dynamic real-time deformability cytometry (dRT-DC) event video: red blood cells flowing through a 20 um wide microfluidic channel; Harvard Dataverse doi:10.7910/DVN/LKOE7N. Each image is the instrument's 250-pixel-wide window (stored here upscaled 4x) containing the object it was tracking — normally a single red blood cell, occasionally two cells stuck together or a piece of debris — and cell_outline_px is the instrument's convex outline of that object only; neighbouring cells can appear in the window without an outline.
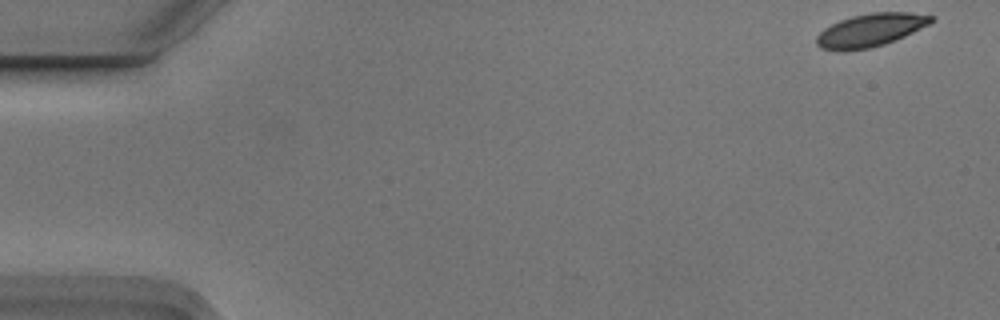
{"species": "Egyptian fruit bat (a non-hibernating species)", "species_latin": "Rousettus aegyptiacus", "temperature_condition": "cold", "stored_images_in_passage": 5, "camera_frame_rate_fps": 3000, "um_per_image_px": 0.085, "animal": {"sex": "male"}, "frame": {"image": 1, "passage_image": 1, "time_ms": 0.0, "image_size_px": [1000, 320], "cell_outline_px": [[936, 16], [928, 24], [904, 36], [884, 44], [868, 48], [820, 48], [816, 44], [816, 36], [824, 28], [840, 20], [852, 16], [872, 12], [908, 12]], "centroid_in_image_um": [74.01, 2.51], "position_along_channel_um": 11.0, "area_um2": 21.27}}
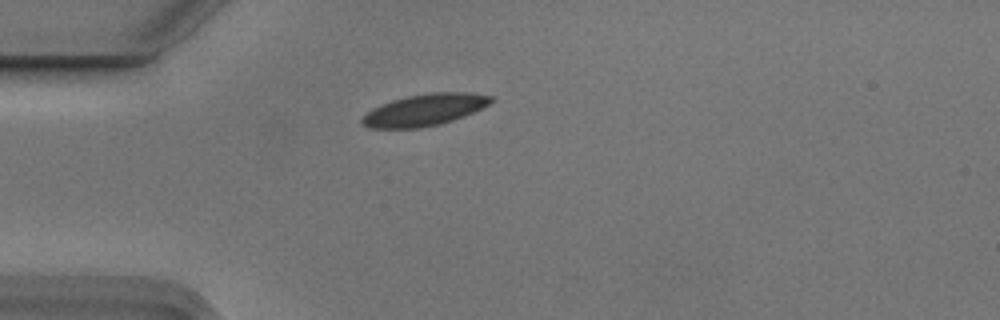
{"frame": {"image": 2, "passage_image": 4, "time_ms": 1.0, "image_size_px": [1000, 320], "cell_outline_px": [[496, 100], [464, 116], [440, 124], [420, 128], [368, 128], [360, 120], [360, 116], [372, 108], [380, 104], [392, 100], [408, 96], [428, 92], [468, 92], [496, 96]], "centroid_in_image_um": [36.08, 9.33], "position_along_channel_um": 48.9, "area_um2": 24.04}}